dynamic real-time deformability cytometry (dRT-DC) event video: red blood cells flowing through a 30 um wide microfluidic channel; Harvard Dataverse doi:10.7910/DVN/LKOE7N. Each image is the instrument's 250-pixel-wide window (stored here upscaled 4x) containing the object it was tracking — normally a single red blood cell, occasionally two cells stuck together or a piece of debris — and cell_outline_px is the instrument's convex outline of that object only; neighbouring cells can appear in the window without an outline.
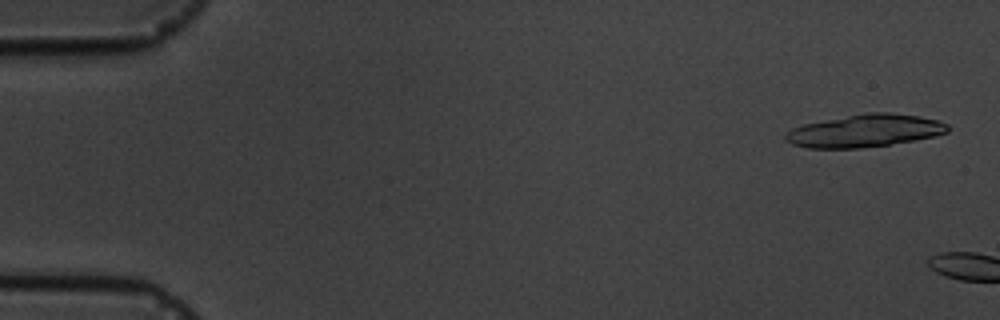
{"species": "common noctule bat (a hibernating species)", "species_latin": "Nyctalus noctula", "temperature_condition": "cold", "stored_images_in_passage": 2, "camera_frame_rate_fps": 3000, "um_per_image_px": 0.085, "animal": {"sex": "male", "body_mass_g": 19.5, "forearm_length_mm": 54.6}, "frame": {"image": 1, "passage_image": 1, "time_ms": 0.0, "image_size_px": [1000, 320], "cell_outline_px": [[948, 132], [936, 136], [916, 140], [860, 148], [808, 148], [792, 144], [784, 140], [784, 136], [792, 128], [804, 124], [864, 112], [892, 112], [920, 116], [940, 120], [948, 124]], "centroid_in_image_um": [73.54, 11.11], "position_along_channel_um": 11.5, "area_um2": 30.98}}